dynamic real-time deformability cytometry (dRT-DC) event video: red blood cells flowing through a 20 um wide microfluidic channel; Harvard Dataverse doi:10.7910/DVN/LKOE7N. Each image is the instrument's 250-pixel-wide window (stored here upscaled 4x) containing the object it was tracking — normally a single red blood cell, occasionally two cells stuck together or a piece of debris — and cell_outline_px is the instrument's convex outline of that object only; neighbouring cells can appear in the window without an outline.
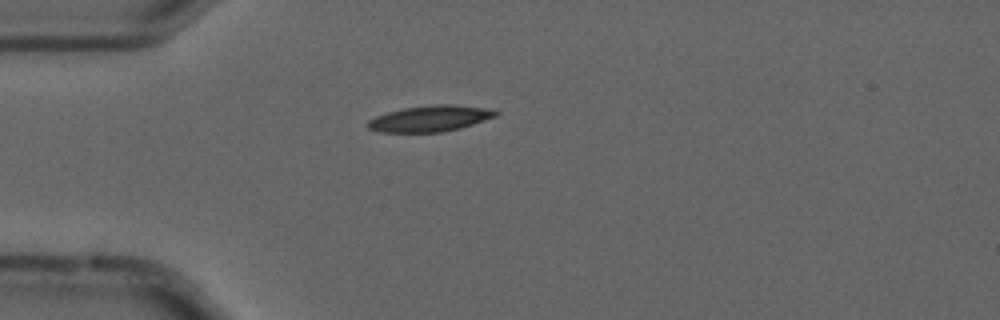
{"species": "common noctule bat (a hibernating species)", "species_latin": "Nyctalus noctula", "temperature_condition": "cold", "stored_images_in_passage": 55, "camera_frame_rate_fps": 3000, "um_per_image_px": 0.085, "animal": {"sex": "male", "forearm_length_mm": 52.5}, "frame": {"image": 1, "passage_image": 15, "time_ms": 4.667, "image_size_px": [1000, 320], "cell_outline_px": [[500, 112], [496, 116], [460, 128], [444, 132], [380, 132], [368, 128], [368, 120], [376, 116], [388, 112], [404, 108], [436, 104], [452, 104], [492, 108]], "centroid_in_image_um": [36.6, 10.07], "position_along_channel_um": 48.4, "area_um2": 19.42}}
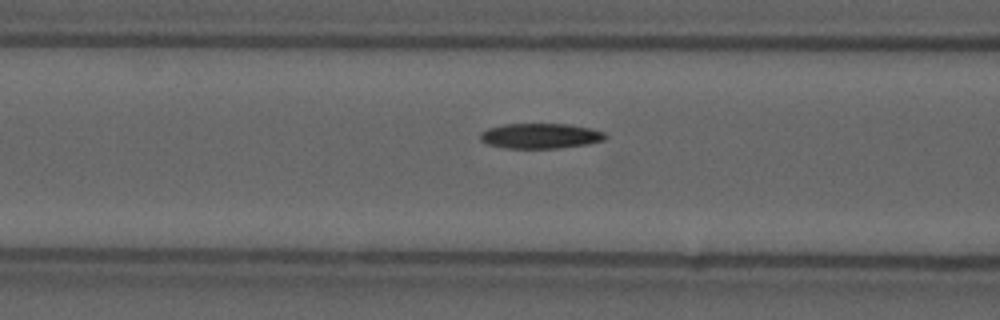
{"frame": {"image": 2, "passage_image": 22, "time_ms": 7.0, "image_size_px": [1000, 320], "cell_outline_px": [[608, 136], [604, 140], [588, 144], [560, 148], [504, 148], [488, 144], [480, 140], [480, 132], [488, 128], [504, 124], [568, 124], [592, 128], [604, 132]], "centroid_in_image_um": [45.95, 11.55], "position_along_channel_um": 120.7, "area_um2": 18.5}}
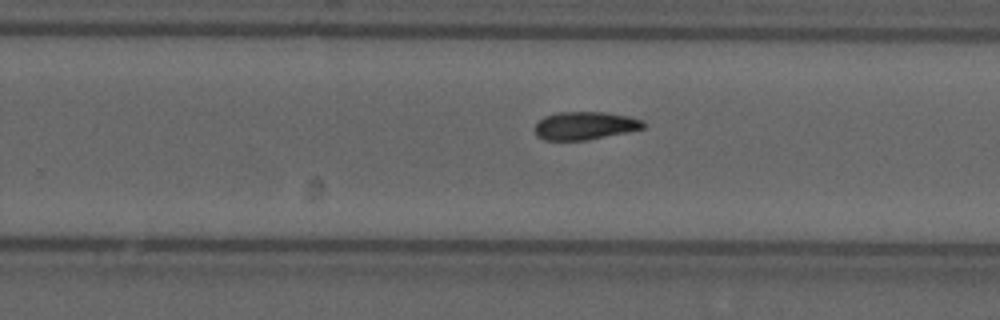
{"frame": {"image": 3, "passage_image": 35, "time_ms": 11.333, "image_size_px": [1000, 320], "cell_outline_px": [[644, 128], [628, 132], [588, 140], [544, 140], [536, 136], [532, 128], [544, 116], [556, 112], [604, 112], [628, 116], [644, 120]], "centroid_in_image_um": [49.68, 10.68], "position_along_channel_um": 280.1, "area_um2": 17.92}, "authors_computed_cell_mechanics": {"area_um2": 17.9758, "velocity_mm_per_s": 3.689, "shape_relaxation_time_tau1_ms": 10.5951, "shape_relaxation_time_tau2_ms": null, "deformation_change_tau1": 0.1859, "deformation_change_tau2": null}}